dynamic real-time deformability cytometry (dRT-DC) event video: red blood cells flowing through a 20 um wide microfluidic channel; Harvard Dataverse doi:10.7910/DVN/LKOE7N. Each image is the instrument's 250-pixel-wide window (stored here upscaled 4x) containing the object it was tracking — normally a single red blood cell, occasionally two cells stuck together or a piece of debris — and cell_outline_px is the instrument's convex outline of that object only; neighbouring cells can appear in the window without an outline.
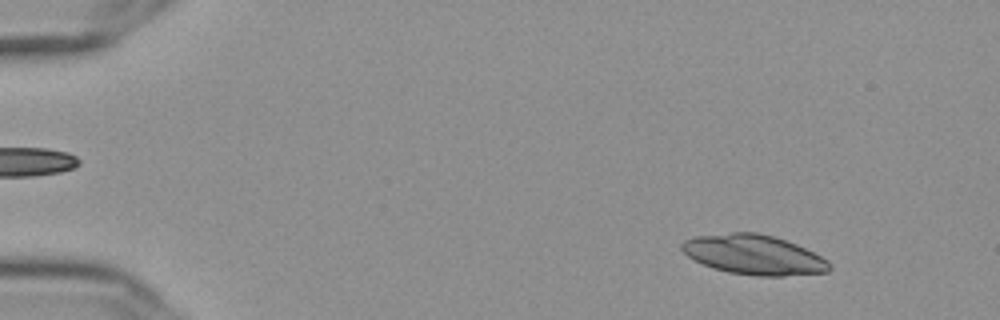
{"species": "Egyptian fruit bat (a non-hibernating species)", "species_latin": "Rousettus aegyptiacus", "temperature_condition": "cold", "stored_images_in_passage": 55, "camera_frame_rate_fps": 3000, "um_per_image_px": 0.085, "frame": {"image": 1, "passage_image": 6, "time_ms": 1.667, "image_size_px": [1000, 320], "cell_outline_px": [[832, 268], [828, 272], [784, 276], [756, 276], [728, 272], [704, 264], [688, 256], [680, 248], [680, 244], [684, 240], [692, 236], [732, 232], [756, 232], [772, 236], [796, 244], [828, 260], [832, 264]], "centroid_in_image_um": [64.08, 21.65], "position_along_channel_um": 20.9, "area_um2": 34.16}}